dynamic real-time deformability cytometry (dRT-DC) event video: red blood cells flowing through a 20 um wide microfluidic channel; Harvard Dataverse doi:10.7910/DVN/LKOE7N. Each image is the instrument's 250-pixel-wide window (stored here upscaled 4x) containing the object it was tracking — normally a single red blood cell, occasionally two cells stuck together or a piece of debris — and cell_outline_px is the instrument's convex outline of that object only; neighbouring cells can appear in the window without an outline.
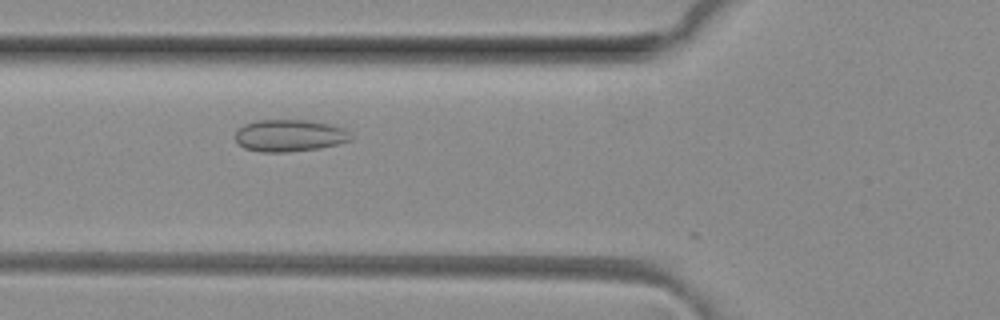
{"species": "common noctule bat (a hibernating species)", "species_latin": "Nyctalus noctula", "temperature_condition": "room temperature", "stored_images_in_passage": 3, "camera_frame_rate_fps": 3000, "um_per_image_px": 0.085, "animal": {"sex": "female", "body_mass_g": 29.2, "forearm_length_mm": 56.3}, "frame": {"image": 1, "passage_image": 2, "time_ms": 0.333, "image_size_px": [1000, 320], "cell_outline_px": [[352, 140], [320, 148], [288, 152], [260, 152], [244, 148], [236, 140], [236, 132], [244, 124], [256, 120], [308, 120], [332, 124], [344, 128], [352, 136]], "centroid_in_image_um": [24.63, 11.52], "position_along_channel_um": 101.2, "area_um2": 21.62}}